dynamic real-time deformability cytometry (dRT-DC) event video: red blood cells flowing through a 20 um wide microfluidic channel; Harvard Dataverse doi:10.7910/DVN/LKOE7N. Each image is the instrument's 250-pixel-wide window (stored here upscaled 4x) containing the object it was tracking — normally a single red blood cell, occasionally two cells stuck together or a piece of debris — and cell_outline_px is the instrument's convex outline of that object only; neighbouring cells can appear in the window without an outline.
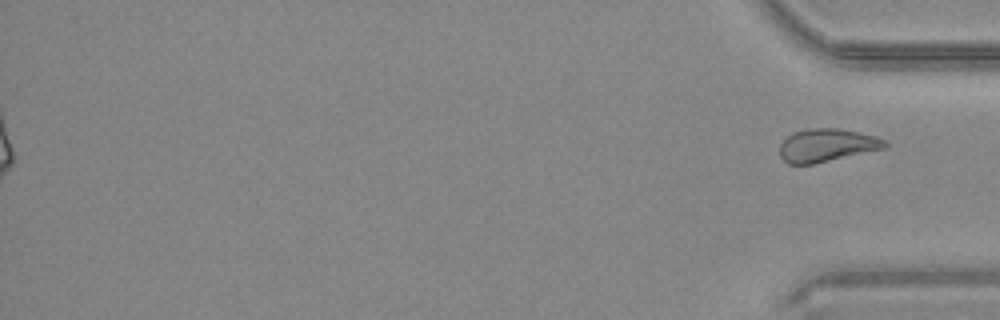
{"species": "common noctule bat (a hibernating species)", "species_latin": "Nyctalus noctula", "temperature_condition": "warm", "stored_images_in_passage": 47, "segment_of_instrument_passage": [2, 2], "camera_frame_rate_fps": 3000, "um_per_image_px": 0.085, "animal": {"sex": "male", "body_mass_g": 20.4}, "frame": {"image": 1, "passage_image": 47, "time_ms": 15.333, "image_size_px": [1000, 320], "cell_outline_px": [[888, 148], [812, 164], [788, 164], [780, 156], [780, 144], [792, 132], [808, 128], [836, 128], [876, 136], [884, 140], [888, 144]], "centroid_in_image_um": [70.29, 12.35], "position_along_channel_um": 364.9, "area_um2": 20.23}}